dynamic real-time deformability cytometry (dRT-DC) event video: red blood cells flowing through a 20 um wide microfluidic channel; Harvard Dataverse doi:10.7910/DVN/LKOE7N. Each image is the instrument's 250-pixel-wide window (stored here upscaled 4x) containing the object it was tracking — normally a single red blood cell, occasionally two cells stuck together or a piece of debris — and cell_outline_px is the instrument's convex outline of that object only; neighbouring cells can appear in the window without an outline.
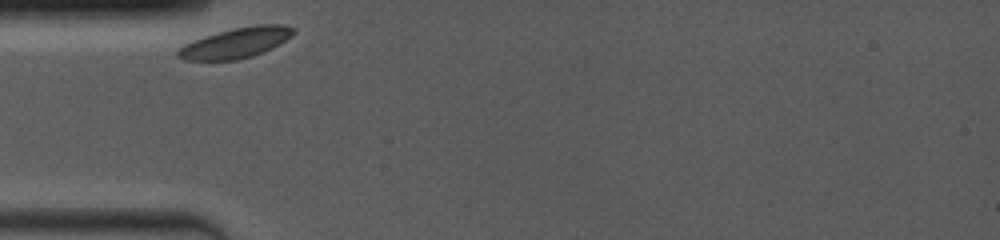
{"species": "common noctule bat (a hibernating species)", "species_latin": "Nyctalus noctula", "temperature_condition": "room temperature", "stored_images_in_passage": 5, "camera_frame_rate_fps": 4000, "um_per_image_px": 0.085, "animal": {"sex": "female", "body_mass_g": 19.0, "forearm_length_mm": 53.3}, "frame": {"image": 1, "passage_image": 1, "time_ms": 0.0, "image_size_px": [1000, 240], "cell_outline_px": [[296, 32], [292, 36], [280, 44], [272, 48], [252, 56], [236, 60], [184, 60], [176, 56], [176, 52], [184, 44], [204, 36], [236, 28], [256, 24], [284, 24], [296, 28]], "centroid_in_image_um": [20.1, 3.64], "position_along_channel_um": 64.9, "area_um2": 20.4}}
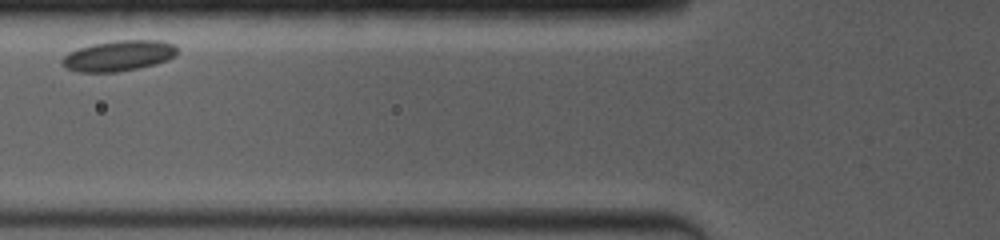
{"frame": {"image": 2, "passage_image": 3, "time_ms": 1.5, "image_size_px": [1000, 240], "cell_outline_px": [[176, 56], [168, 60], [156, 64], [116, 72], [76, 72], [64, 68], [60, 60], [68, 52], [92, 44], [116, 40], [160, 40], [172, 44], [176, 48]], "centroid_in_image_um": [10.05, 4.74], "position_along_channel_um": 115.8, "area_um2": 20.58}}
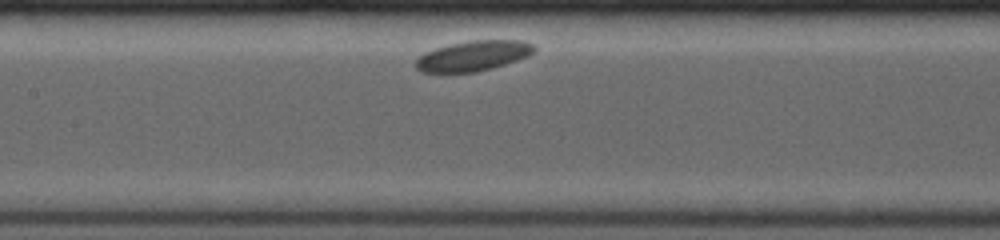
{"frame": {"image": 3, "passage_image": 5, "time_ms": 3.0, "image_size_px": [1000, 240], "cell_outline_px": [[536, 52], [528, 56], [492, 68], [476, 72], [444, 76], [420, 72], [416, 68], [416, 60], [424, 52], [448, 44], [468, 40], [520, 40], [532, 44], [536, 48]], "centroid_in_image_um": [40.14, 4.79], "position_along_channel_um": 167.3, "area_um2": 21.68}}